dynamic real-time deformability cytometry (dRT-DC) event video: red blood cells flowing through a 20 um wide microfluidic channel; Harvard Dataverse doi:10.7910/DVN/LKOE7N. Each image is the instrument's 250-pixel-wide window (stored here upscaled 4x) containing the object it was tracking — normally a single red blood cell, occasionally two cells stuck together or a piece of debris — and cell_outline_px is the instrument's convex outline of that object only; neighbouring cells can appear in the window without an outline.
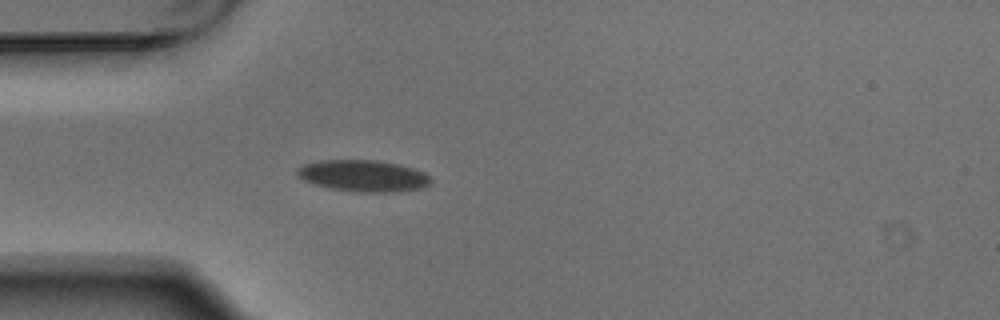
{"species": "Egyptian fruit bat (a non-hibernating species)", "species_latin": "Rousettus aegyptiacus", "temperature_condition": "warm", "stored_images_in_passage": 4, "camera_frame_rate_fps": 3000, "um_per_image_px": 0.085, "animal": {"sex": "male"}, "frame": {"image": 1, "passage_image": 4, "time_ms": 1.0, "image_size_px": [1000, 320], "cell_outline_px": [[432, 180], [428, 184], [420, 188], [396, 192], [356, 192], [328, 188], [312, 184], [296, 176], [296, 168], [304, 164], [320, 160], [376, 160], [400, 164], [424, 172]], "centroid_in_image_um": [30.82, 14.94], "position_along_channel_um": 54.2, "area_um2": 24.74}}